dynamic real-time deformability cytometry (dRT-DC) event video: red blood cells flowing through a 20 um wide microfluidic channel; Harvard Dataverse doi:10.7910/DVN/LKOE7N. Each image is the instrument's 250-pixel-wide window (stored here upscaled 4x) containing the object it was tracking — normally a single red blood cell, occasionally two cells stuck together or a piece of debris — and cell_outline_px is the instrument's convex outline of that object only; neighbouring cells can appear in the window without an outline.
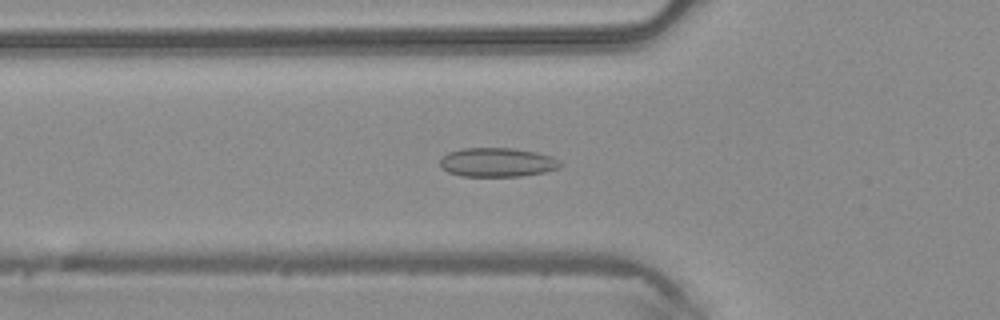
{"species": "common noctule bat (a hibernating species)", "species_latin": "Nyctalus noctula", "temperature_condition": "warm", "stored_images_in_passage": 48, "camera_frame_rate_fps": 3000, "um_per_image_px": 0.085, "animal": {"sex": "male", "body_mass_g": 20.4}, "frame": {"image": 1, "passage_image": 17, "time_ms": 5.333, "image_size_px": [1000, 320], "cell_outline_px": [[564, 164], [560, 168], [544, 172], [520, 176], [460, 176], [448, 172], [440, 168], [440, 160], [448, 152], [460, 148], [512, 148], [536, 152], [552, 156], [560, 160]], "centroid_in_image_um": [42.28, 13.8], "position_along_channel_um": 83.5, "area_um2": 20.58}}
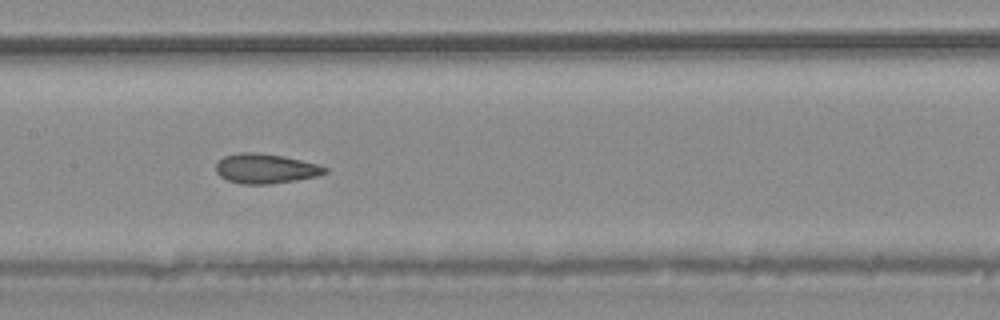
{"frame": {"image": 2, "passage_image": 24, "time_ms": 7.667, "image_size_px": [1000, 320], "cell_outline_px": [[328, 172], [316, 176], [296, 180], [268, 184], [244, 184], [228, 180], [220, 176], [216, 172], [216, 164], [224, 156], [240, 152], [252, 152], [284, 156], [316, 164], [328, 168]], "centroid_in_image_um": [22.56, 14.33], "position_along_channel_um": 184.8, "area_um2": 18.67}}
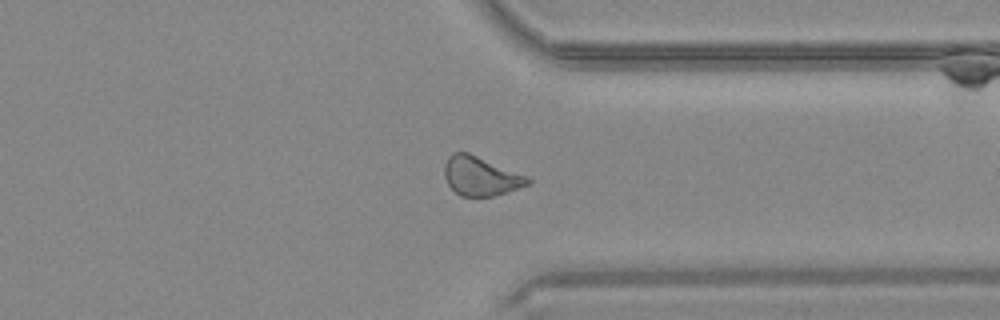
{"frame": {"image": 3, "passage_image": 37, "time_ms": 12.0, "image_size_px": [1000, 320], "cell_outline_px": [[532, 184], [508, 192], [492, 196], [460, 196], [448, 184], [444, 176], [444, 164], [448, 156], [452, 152], [468, 152], [528, 176], [532, 180]], "centroid_in_image_um": [40.88, 14.97], "position_along_channel_um": 370.5, "area_um2": 19.13}}